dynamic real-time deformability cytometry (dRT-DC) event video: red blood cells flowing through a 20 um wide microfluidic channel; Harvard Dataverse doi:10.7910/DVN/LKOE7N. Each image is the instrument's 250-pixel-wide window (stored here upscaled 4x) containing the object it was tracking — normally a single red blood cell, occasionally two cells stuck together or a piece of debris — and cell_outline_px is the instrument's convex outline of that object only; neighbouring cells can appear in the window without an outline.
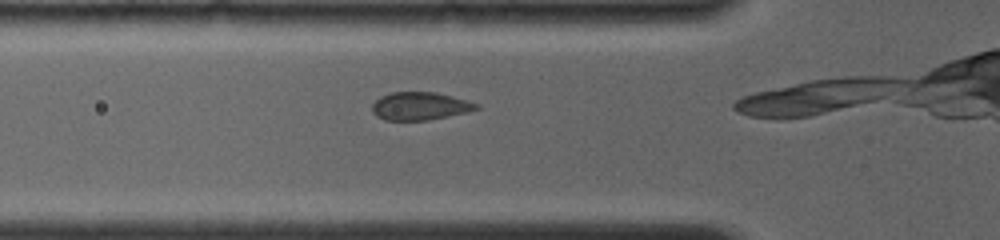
{"species": "common noctule bat (a hibernating species)", "species_latin": "Nyctalus noctula", "temperature_condition": "room temperature", "stored_images_in_passage": 20, "camera_frame_rate_fps": 4000, "um_per_image_px": 0.085, "animal": {"sex": "female", "body_mass_g": 19.0, "forearm_length_mm": 56.7}, "frame": {"image": 1, "passage_image": 4, "time_ms": 1.25, "image_size_px": [1000, 240], "cell_outline_px": [[480, 108], [468, 112], [428, 120], [384, 120], [376, 116], [372, 112], [372, 104], [380, 96], [392, 92], [436, 92], [452, 96], [480, 104]], "centroid_in_image_um": [35.7, 9.02], "position_along_channel_um": 90.1, "area_um2": 17.05}}
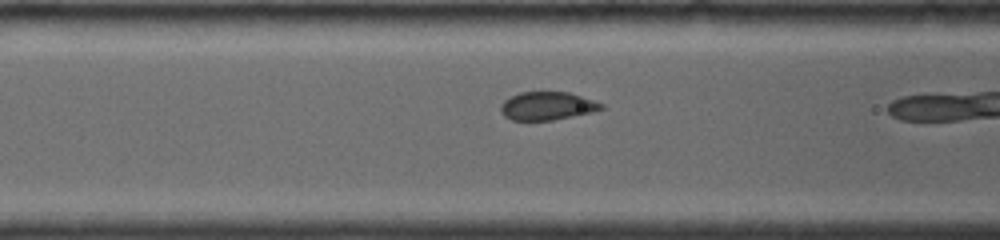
{"frame": {"image": 2, "passage_image": 6, "time_ms": 2.0, "image_size_px": [1000, 240], "cell_outline_px": [[604, 108], [592, 112], [552, 120], [512, 120], [504, 116], [500, 112], [500, 104], [504, 100], [520, 92], [568, 92], [604, 104]], "centroid_in_image_um": [46.48, 9.01], "position_along_channel_um": 120.1, "area_um2": 16.42}}
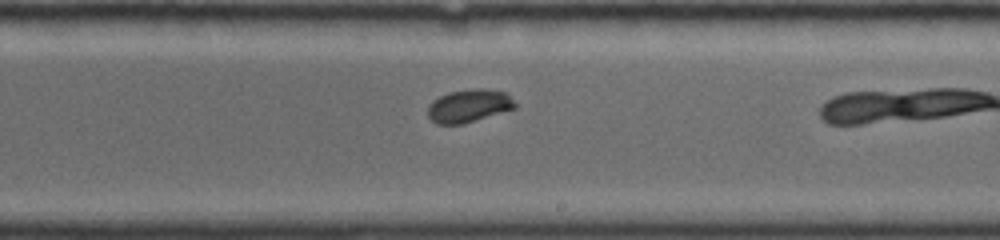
{"frame": {"image": 3, "passage_image": 15, "time_ms": 5.25, "image_size_px": [1000, 240], "cell_outline_px": [[516, 108], [464, 124], [436, 124], [428, 116], [428, 104], [432, 100], [448, 92], [472, 88], [488, 88], [508, 92], [516, 104]], "centroid_in_image_um": [39.88, 8.98], "position_along_channel_um": 249.1, "area_um2": 17.11}}